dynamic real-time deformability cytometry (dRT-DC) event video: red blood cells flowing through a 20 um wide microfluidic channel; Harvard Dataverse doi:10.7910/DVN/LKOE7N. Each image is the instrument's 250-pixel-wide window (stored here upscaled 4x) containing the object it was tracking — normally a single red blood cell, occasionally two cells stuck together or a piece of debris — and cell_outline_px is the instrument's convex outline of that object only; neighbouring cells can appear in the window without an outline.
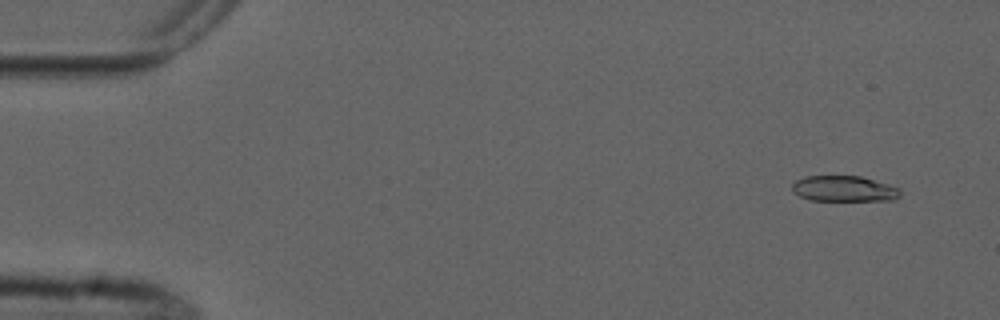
{"species": "common noctule bat (a hibernating species)", "species_latin": "Nyctalus noctula", "temperature_condition": "cold", "stored_images_in_passage": 4, "camera_frame_rate_fps": 3000, "um_per_image_px": 0.085, "animal": {"sex": "male", "forearm_length_mm": 52.5}, "frame": {"image": 1, "passage_image": 2, "time_ms": 1.0, "image_size_px": [1000, 320], "cell_outline_px": [[900, 196], [896, 200], [812, 200], [800, 196], [792, 192], [792, 184], [796, 180], [804, 176], [860, 176], [888, 184], [900, 188]], "centroid_in_image_um": [71.74, 16.04], "position_along_channel_um": 13.3, "area_um2": 16.18}}